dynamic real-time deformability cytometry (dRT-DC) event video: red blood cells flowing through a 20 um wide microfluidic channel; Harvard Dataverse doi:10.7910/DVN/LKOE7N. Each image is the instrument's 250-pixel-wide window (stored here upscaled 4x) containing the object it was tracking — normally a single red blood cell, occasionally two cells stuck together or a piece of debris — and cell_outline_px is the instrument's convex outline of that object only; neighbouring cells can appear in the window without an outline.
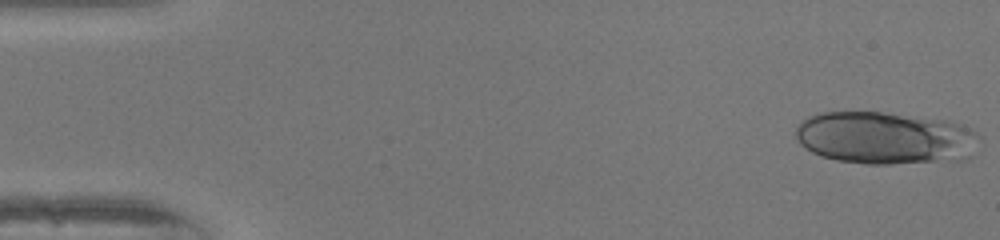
{"species": "human", "species_latin": "Homo sapiens", "temperature_condition": "warm", "stored_images_in_passage": 49, "camera_frame_rate_fps": 3000, "um_per_image_px": 0.085, "donor": {"sex": "female"}, "frame": {"image": 1, "passage_image": 1, "time_ms": 0.0, "image_size_px": [1000, 240], "cell_outline_px": [[980, 140], [972, 156], [968, 160], [892, 164], [864, 164], [836, 160], [820, 156], [812, 152], [800, 144], [796, 136], [796, 128], [808, 116], [820, 112], [880, 112], [952, 120], [964, 124], [976, 132], [980, 136]], "centroid_in_image_um": [75.32, 11.74], "position_along_channel_um": 9.7, "area_um2": 57.16}}
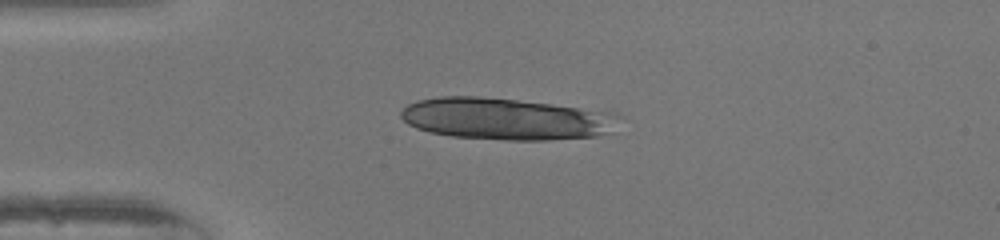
{"frame": {"image": 2, "passage_image": 12, "time_ms": 3.667, "image_size_px": [1000, 240], "cell_outline_px": [[624, 116], [612, 132], [596, 136], [548, 140], [504, 140], [452, 136], [432, 132], [416, 128], [408, 124], [400, 116], [400, 112], [408, 104], [416, 100], [436, 96], [480, 96], [552, 104], [612, 112]], "centroid_in_image_um": [43.04, 10.1], "position_along_channel_um": 42.0, "area_um2": 53.52}}